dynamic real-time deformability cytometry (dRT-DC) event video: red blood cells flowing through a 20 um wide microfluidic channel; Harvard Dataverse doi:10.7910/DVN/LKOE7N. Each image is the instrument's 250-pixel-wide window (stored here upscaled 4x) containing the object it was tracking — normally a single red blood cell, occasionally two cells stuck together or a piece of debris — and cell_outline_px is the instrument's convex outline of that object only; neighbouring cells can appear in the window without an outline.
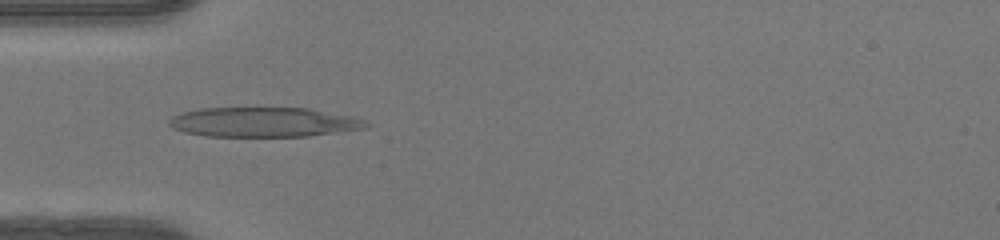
{"species": "human", "species_latin": "Homo sapiens", "temperature_condition": "warm", "stored_images_in_passage": 48, "camera_frame_rate_fps": 3000, "um_per_image_px": 0.085, "donor": {"sex": "female"}, "frame": {"image": 1, "passage_image": 15, "time_ms": 4.667, "image_size_px": [1000, 240], "cell_outline_px": [[372, 124], [368, 128], [308, 136], [204, 136], [184, 132], [172, 128], [168, 124], [168, 120], [172, 116], [184, 112], [200, 108], [308, 108], [352, 116], [364, 120]], "centroid_in_image_um": [22.43, 10.38], "position_along_channel_um": 62.6, "area_um2": 34.16}}
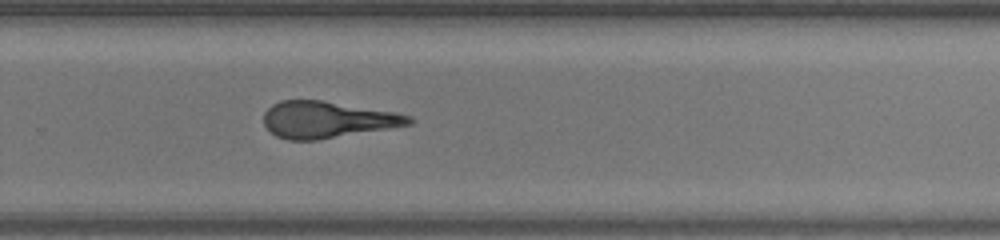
{"frame": {"image": 2, "passage_image": 32, "time_ms": 10.333, "image_size_px": [1000, 240], "cell_outline_px": [[412, 124], [316, 140], [288, 140], [276, 136], [264, 124], [264, 112], [272, 104], [280, 100], [320, 100], [396, 112], [412, 116]], "centroid_in_image_um": [27.79, 10.16], "position_along_channel_um": 302.0, "area_um2": 30.69}}
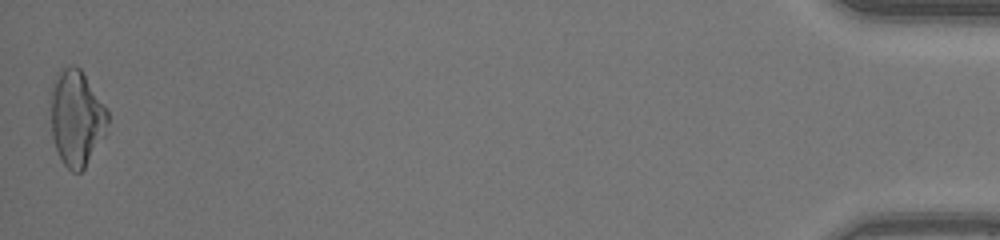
{"frame": {"image": 3, "passage_image": 48, "time_ms": 15.667, "image_size_px": [1000, 240], "cell_outline_px": [[108, 120], [104, 136], [84, 168], [80, 172], [72, 172], [64, 164], [56, 148], [52, 136], [48, 100], [56, 72], [60, 68], [72, 64], [76, 64], [80, 68], [108, 108]], "centroid_in_image_um": [6.47, 9.96], "position_along_channel_um": 428.7, "area_um2": 32.48}, "authors_computed_cell_mechanics": {"area_um2": 32.0212, "velocity_mm_per_s": 4.2608, "shape_relaxation_time_tau1_ms": null, "shape_relaxation_time_tau2_ms": 1.9177, "deformation_change_tau1": null, "deformation_change_tau2": 0.1499}}